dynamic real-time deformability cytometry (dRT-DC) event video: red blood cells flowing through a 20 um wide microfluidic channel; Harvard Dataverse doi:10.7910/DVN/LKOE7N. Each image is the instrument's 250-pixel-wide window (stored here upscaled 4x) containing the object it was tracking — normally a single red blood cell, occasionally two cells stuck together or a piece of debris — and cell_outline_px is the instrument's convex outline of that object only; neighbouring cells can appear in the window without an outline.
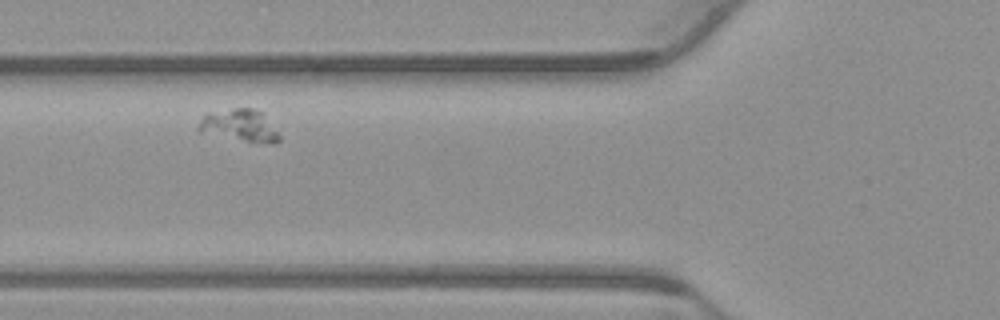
{"species": "common noctule bat (a hibernating species)", "species_latin": "Nyctalus noctula", "temperature_condition": "warm", "stored_images_in_passage": 32, "segment_of_instrument_passage": [2, 3], "camera_frame_rate_fps": 3000, "um_per_image_px": 0.085, "animal": {"sex": "male", "body_mass_g": 23.1, "forearm_length_mm": 52.7}, "frame": {"image": 1, "passage_image": 5, "time_ms": 1.333, "image_size_px": [1000, 320], "cell_outline_px": [[280, 140], [276, 144], [260, 144], [196, 132], [196, 128], [200, 120], [208, 112], [232, 108], [252, 108], [264, 112], [280, 136]], "centroid_in_image_um": [20.38, 10.69], "position_along_channel_um": 105.4, "area_um2": 15.72}}
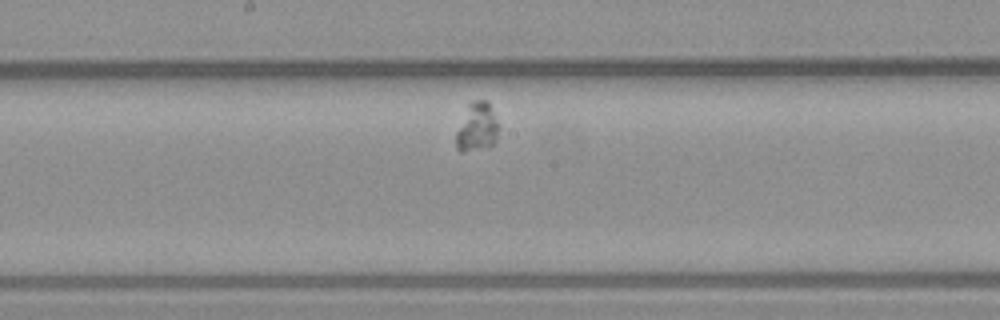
{"frame": {"image": 2, "passage_image": 14, "time_ms": 4.333, "image_size_px": [1000, 320], "cell_outline_px": [[496, 140], [492, 144], [464, 152], [460, 152], [456, 148], [456, 132], [468, 104], [472, 100], [488, 100], [496, 120]], "centroid_in_image_um": [40.5, 10.78], "position_along_channel_um": 207.7, "area_um2": 11.68}}
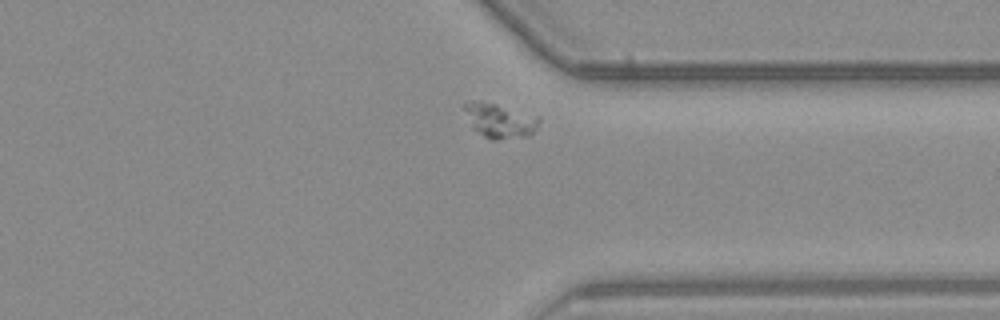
{"frame": {"image": 3, "passage_image": 28, "time_ms": 9.0, "image_size_px": [1000, 320], "cell_outline_px": [[540, 120], [536, 128], [528, 136], [496, 140], [488, 140], [472, 128], [464, 108], [464, 100], [480, 100], [496, 104], [540, 116]], "centroid_in_image_um": [42.45, 10.24], "position_along_channel_um": 368.9, "area_um2": 15.2}}